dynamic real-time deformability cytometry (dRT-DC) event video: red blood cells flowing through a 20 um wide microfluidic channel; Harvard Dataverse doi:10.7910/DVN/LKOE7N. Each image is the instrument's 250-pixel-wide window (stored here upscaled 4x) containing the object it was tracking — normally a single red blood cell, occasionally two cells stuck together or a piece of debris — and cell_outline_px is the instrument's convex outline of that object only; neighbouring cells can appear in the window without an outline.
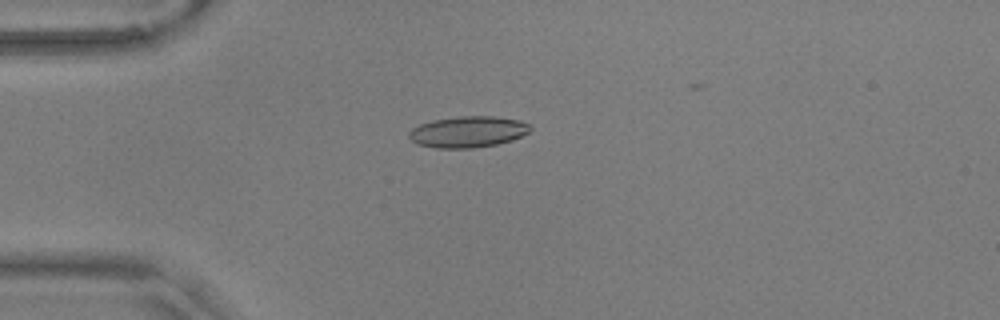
{"species": "common noctule bat (a hibernating species)", "species_latin": "Nyctalus noctula", "temperature_condition": "warm", "stored_images_in_passage": 54, "camera_frame_rate_fps": 3000, "um_per_image_px": 0.085, "animal": {"sex": "male", "body_mass_g": 17.9, "forearm_length_mm": 54.2}, "frame": {"image": 1, "passage_image": 15, "time_ms": 4.667, "image_size_px": [1000, 320], "cell_outline_px": [[532, 128], [528, 132], [512, 140], [496, 144], [472, 148], [436, 148], [416, 144], [408, 136], [408, 132], [412, 128], [420, 124], [432, 120], [460, 116], [492, 116], [520, 120], [532, 124]], "centroid_in_image_um": [39.77, 11.2], "position_along_channel_um": 45.2, "area_um2": 22.14}}
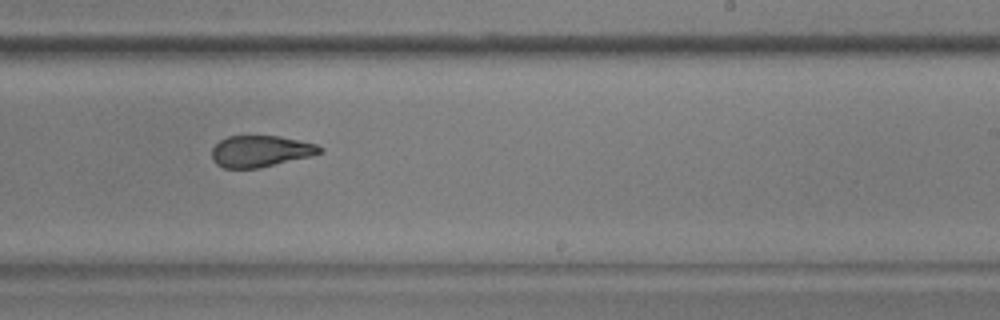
{"frame": {"image": 2, "passage_image": 35, "time_ms": 11.333, "image_size_px": [1000, 320], "cell_outline_px": [[324, 148], [320, 152], [312, 156], [260, 168], [224, 168], [216, 164], [212, 160], [212, 148], [220, 140], [228, 136], [280, 136], [316, 144]], "centroid_in_image_um": [22.14, 12.86], "position_along_channel_um": 266.9, "area_um2": 19.83}}
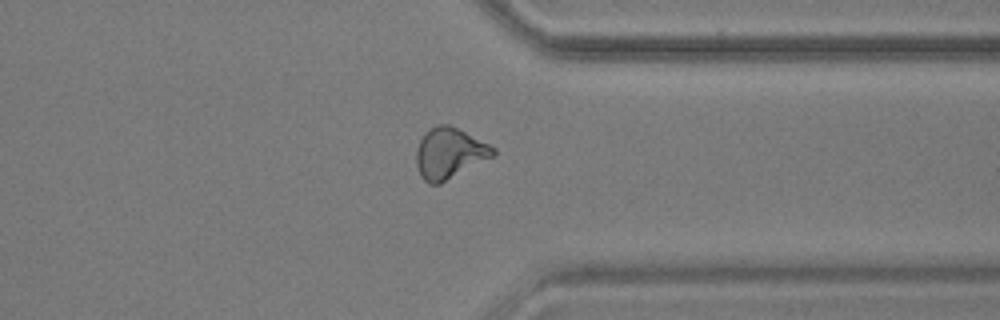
{"frame": {"image": 3, "passage_image": 44, "time_ms": 14.333, "image_size_px": [1000, 320], "cell_outline_px": [[496, 152], [492, 156], [440, 184], [428, 184], [420, 176], [416, 164], [416, 148], [424, 132], [428, 128], [436, 124], [448, 124], [496, 148]], "centroid_in_image_um": [38.13, 13.02], "position_along_channel_um": 373.3, "area_um2": 22.54}, "authors_computed_cell_mechanics": {"area_um2": 21.3282, "velocity_mm_per_s": 3.6156, "shape_relaxation_time_tau1_ms": 8.41, "shape_relaxation_time_tau2_ms": 1.7145, "deformation_change_tau1": 0.2054, "deformation_change_tau2": 0.0863}}